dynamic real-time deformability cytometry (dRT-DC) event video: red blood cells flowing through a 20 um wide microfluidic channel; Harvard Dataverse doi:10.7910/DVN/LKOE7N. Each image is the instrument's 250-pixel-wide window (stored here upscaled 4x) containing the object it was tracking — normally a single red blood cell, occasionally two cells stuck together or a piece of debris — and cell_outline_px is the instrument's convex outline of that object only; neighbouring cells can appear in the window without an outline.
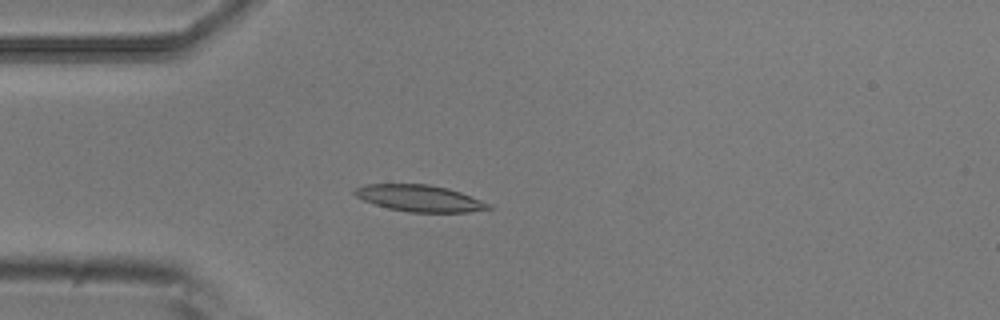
{"species": "common noctule bat (a hibernating species)", "species_latin": "Nyctalus noctula", "temperature_condition": "room temperature", "stored_images_in_passage": 4, "camera_frame_rate_fps": 3000, "um_per_image_px": 0.085, "animal": {"sex": "male", "body_mass_g": 20.5, "forearm_length_mm": 52.5}, "frame": {"image": 1, "passage_image": 4, "time_ms": 1.0, "image_size_px": [1000, 320], "cell_outline_px": [[496, 208], [468, 212], [408, 212], [388, 208], [364, 200], [356, 196], [352, 192], [356, 188], [364, 184], [428, 184], [448, 188], [460, 192], [492, 204]], "centroid_in_image_um": [35.71, 16.85], "position_along_channel_um": 49.3, "area_um2": 20.75}}